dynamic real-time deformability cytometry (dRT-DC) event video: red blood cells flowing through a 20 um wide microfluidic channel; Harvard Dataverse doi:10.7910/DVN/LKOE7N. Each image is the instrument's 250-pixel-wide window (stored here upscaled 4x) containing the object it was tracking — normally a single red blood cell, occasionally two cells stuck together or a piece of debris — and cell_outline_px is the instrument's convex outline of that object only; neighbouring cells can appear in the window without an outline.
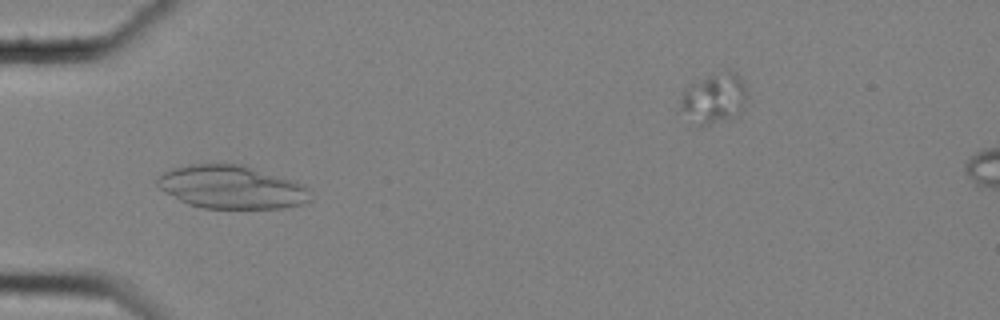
{"species": "common noctule bat (a hibernating species)", "species_latin": "Nyctalus noctula", "temperature_condition": "cold", "stored_images_in_passage": 47, "camera_frame_rate_fps": 3000, "um_per_image_px": 0.085, "animal": {"sex": "female", "body_mass_g": 25.1}, "frame": {"image": 1, "passage_image": 12, "time_ms": 3.667, "image_size_px": [1000, 320], "cell_outline_px": [[312, 200], [308, 204], [280, 208], [204, 208], [188, 204], [164, 192], [156, 184], [156, 180], [164, 172], [172, 168], [192, 164], [244, 164], [312, 188]], "centroid_in_image_um": [19.73, 15.91], "position_along_channel_um": 65.3, "area_um2": 38.67}}
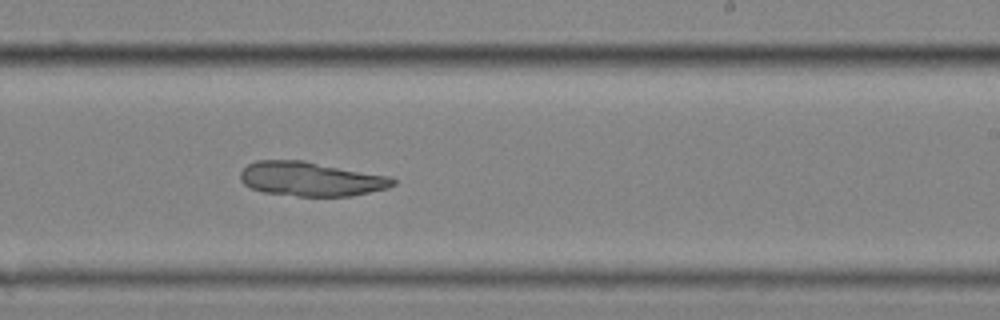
{"frame": {"image": 2, "passage_image": 29, "time_ms": 9.333, "image_size_px": [1000, 320], "cell_outline_px": [[396, 184], [388, 188], [352, 196], [296, 196], [264, 192], [252, 188], [244, 184], [240, 180], [240, 172], [248, 164], [256, 160], [304, 160], [388, 176], [396, 180]], "centroid_in_image_um": [26.42, 15.21], "position_along_channel_um": 262.6, "area_um2": 30.52}}
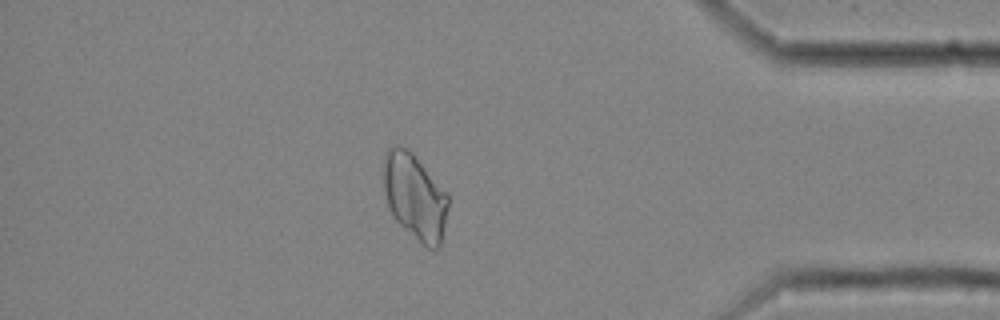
{"frame": {"image": 3, "passage_image": 43, "time_ms": 14.0, "image_size_px": [1000, 320], "cell_outline_px": [[448, 208], [440, 248], [428, 248], [400, 224], [392, 216], [388, 208], [384, 192], [384, 152], [392, 144], [400, 144], [408, 148], [412, 152], [448, 192]], "centroid_in_image_um": [35.26, 16.66], "position_along_channel_um": 399.9, "area_um2": 32.66}}